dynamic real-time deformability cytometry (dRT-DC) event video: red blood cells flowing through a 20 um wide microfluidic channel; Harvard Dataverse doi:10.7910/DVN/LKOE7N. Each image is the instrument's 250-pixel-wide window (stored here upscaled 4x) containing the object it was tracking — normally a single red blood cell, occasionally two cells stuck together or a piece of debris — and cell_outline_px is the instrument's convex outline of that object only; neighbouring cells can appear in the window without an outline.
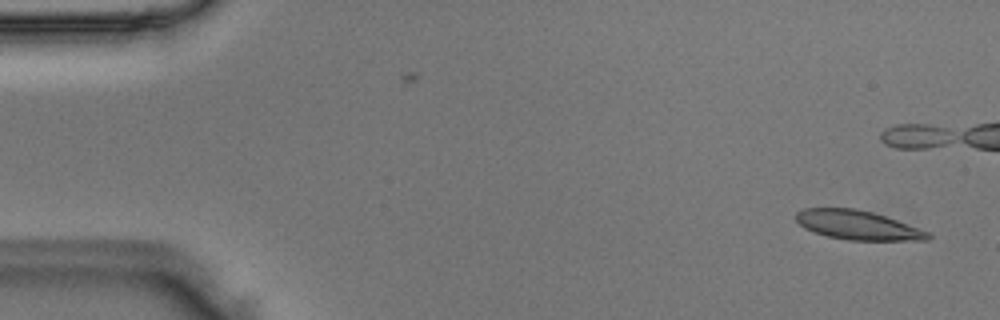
{"species": "Egyptian fruit bat (a non-hibernating species)", "species_latin": "Rousettus aegyptiacus", "temperature_condition": "room temperature", "stored_images_in_passage": 9, "camera_frame_rate_fps": 3000, "um_per_image_px": 0.085, "animal": {"sex": "male"}, "frame": {"image": 1, "passage_image": 2, "time_ms": 0.333, "image_size_px": [1000, 320], "cell_outline_px": [[932, 236], [928, 240], [848, 240], [828, 236], [804, 228], [796, 220], [796, 212], [804, 208], [856, 208], [872, 212], [932, 232]], "centroid_in_image_um": [72.93, 19.13], "position_along_channel_um": 12.1, "area_um2": 22.37}}